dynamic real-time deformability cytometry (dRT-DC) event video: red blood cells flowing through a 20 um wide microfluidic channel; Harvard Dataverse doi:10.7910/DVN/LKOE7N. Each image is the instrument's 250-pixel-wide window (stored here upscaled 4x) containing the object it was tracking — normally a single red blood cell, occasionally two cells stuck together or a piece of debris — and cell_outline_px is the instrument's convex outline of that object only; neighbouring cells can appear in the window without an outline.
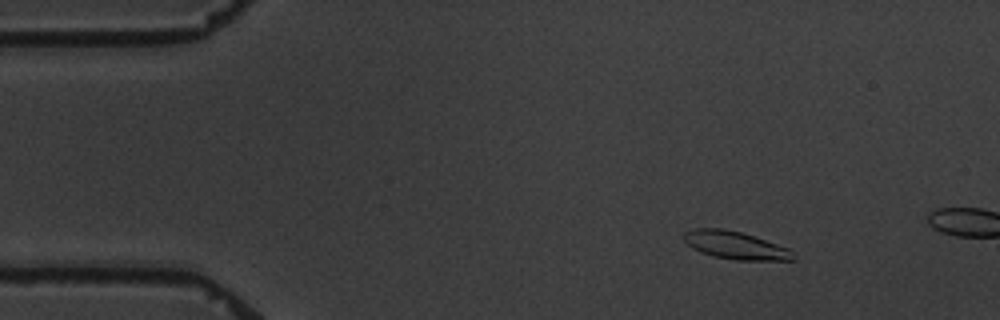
{"species": "common noctule bat (a hibernating species)", "species_latin": "Nyctalus noctula", "temperature_condition": "warm", "stored_images_in_passage": 3, "camera_frame_rate_fps": 3000, "um_per_image_px": 0.085, "animal": {"sex": "male", "body_mass_g": 19.5, "forearm_length_mm": 54.6}, "frame": {"image": 1, "passage_image": 2, "time_ms": 1.667, "image_size_px": [1000, 320], "cell_outline_px": [[796, 260], [736, 260], [712, 256], [700, 252], [692, 248], [684, 240], [684, 232], [696, 228], [724, 228], [740, 232], [788, 248], [792, 252]], "centroid_in_image_um": [62.47, 20.85], "position_along_channel_um": 22.5, "area_um2": 17.51}}